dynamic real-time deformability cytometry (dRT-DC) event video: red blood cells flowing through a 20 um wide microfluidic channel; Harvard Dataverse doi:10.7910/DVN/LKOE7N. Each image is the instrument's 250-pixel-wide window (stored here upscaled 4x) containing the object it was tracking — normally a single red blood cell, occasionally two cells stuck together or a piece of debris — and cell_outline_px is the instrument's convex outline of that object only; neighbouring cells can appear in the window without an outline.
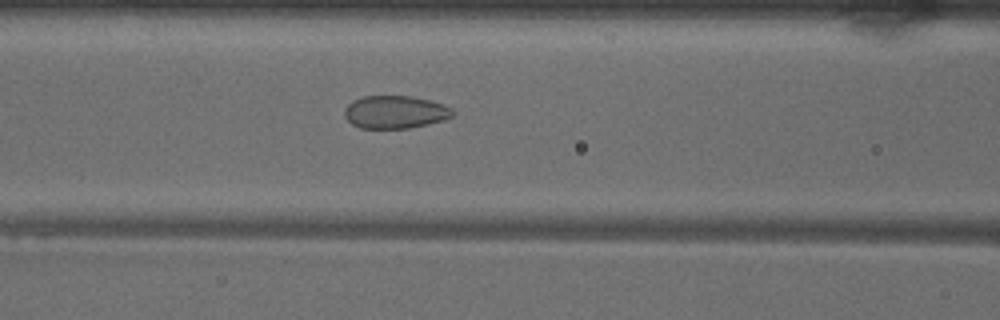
{"species": "common noctule bat (a hibernating species)", "species_latin": "Nyctalus noctula", "temperature_condition": "warm", "stored_images_in_passage": 49, "camera_frame_rate_fps": 3000, "um_per_image_px": 0.085, "animal": {"sex": "male", "body_mass_g": 18.8}, "frame": {"image": 1, "passage_image": 19, "time_ms": 6.0, "image_size_px": [1000, 320], "cell_outline_px": [[456, 112], [452, 116], [444, 120], [428, 124], [408, 128], [360, 128], [352, 124], [344, 116], [344, 108], [352, 100], [364, 96], [412, 96], [444, 104], [452, 108]], "centroid_in_image_um": [33.59, 9.52], "position_along_channel_um": 133.0, "area_um2": 20.81}}
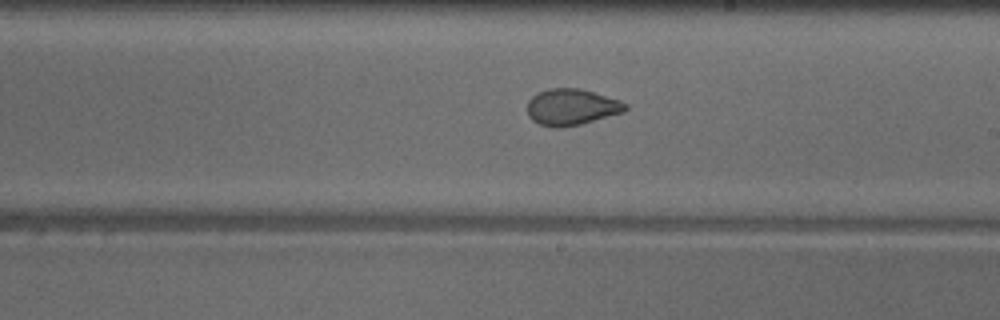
{"frame": {"image": 2, "passage_image": 27, "time_ms": 8.667, "image_size_px": [1000, 320], "cell_outline_px": [[628, 108], [624, 112], [580, 124], [564, 128], [552, 128], [540, 124], [532, 120], [528, 116], [528, 100], [536, 92], [548, 88], [580, 88], [620, 100], [628, 104]], "centroid_in_image_um": [48.57, 9.1], "position_along_channel_um": 240.4, "area_um2": 20.98}}
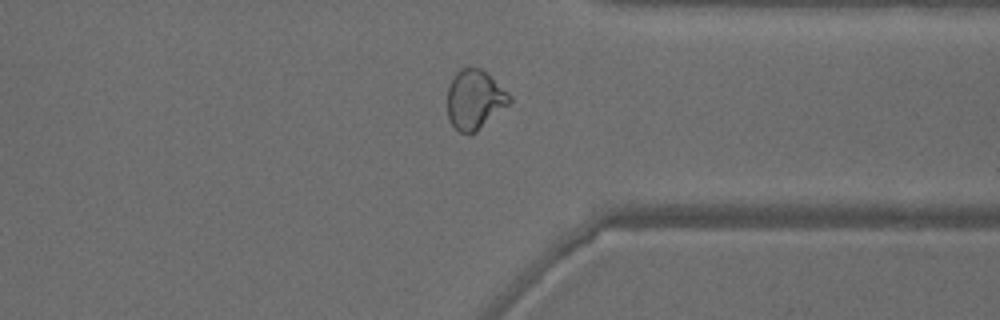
{"frame": {"image": 3, "passage_image": 37, "time_ms": 12.0, "image_size_px": [1000, 320], "cell_outline_px": [[512, 100], [508, 104], [476, 132], [460, 132], [448, 120], [448, 88], [456, 72], [460, 68], [480, 68], [508, 92], [512, 96]], "centroid_in_image_um": [40.34, 8.46], "position_along_channel_um": 371.1, "area_um2": 21.04}, "authors_computed_cell_mechanics": {"area_um2": 23.2356, "velocity_mm_per_s": 4.0268, "shape_relaxation_time_tau1_ms": null, "shape_relaxation_time_tau2_ms": 0.724, "deformation_change_tau1": null, "deformation_change_tau2": 0.0472}}